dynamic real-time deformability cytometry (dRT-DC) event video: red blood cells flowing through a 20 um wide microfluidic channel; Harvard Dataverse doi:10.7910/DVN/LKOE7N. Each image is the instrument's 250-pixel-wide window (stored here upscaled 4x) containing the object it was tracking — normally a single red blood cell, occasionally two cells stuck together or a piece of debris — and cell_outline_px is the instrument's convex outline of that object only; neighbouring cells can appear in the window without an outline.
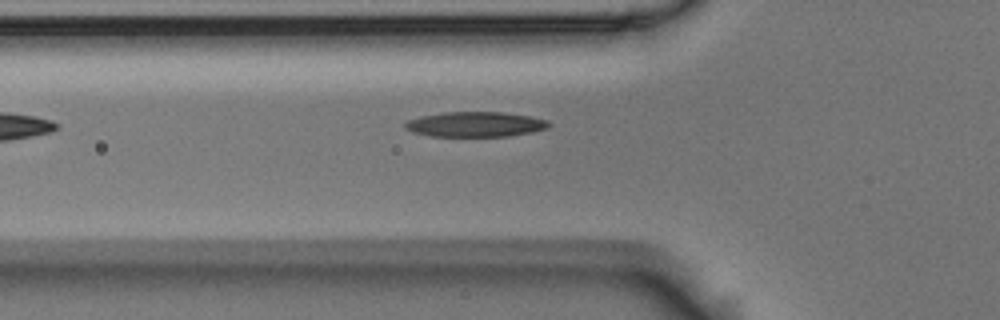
{"species": "Egyptian fruit bat (a non-hibernating species)", "species_latin": "Rousettus aegyptiacus", "temperature_condition": "room temperature", "stored_images_in_passage": 24, "camera_frame_rate_fps": 3000, "um_per_image_px": 0.085, "animal": {"sex": "male"}, "frame": {"image": 1, "passage_image": 3, "time_ms": 0.667, "image_size_px": [1000, 320], "cell_outline_px": [[552, 124], [548, 128], [532, 132], [512, 136], [432, 136], [412, 132], [404, 128], [404, 124], [408, 120], [420, 116], [444, 112], [504, 112], [528, 116], [548, 120]], "centroid_in_image_um": [40.42, 10.57], "position_along_channel_um": 85.4, "area_um2": 21.1}}
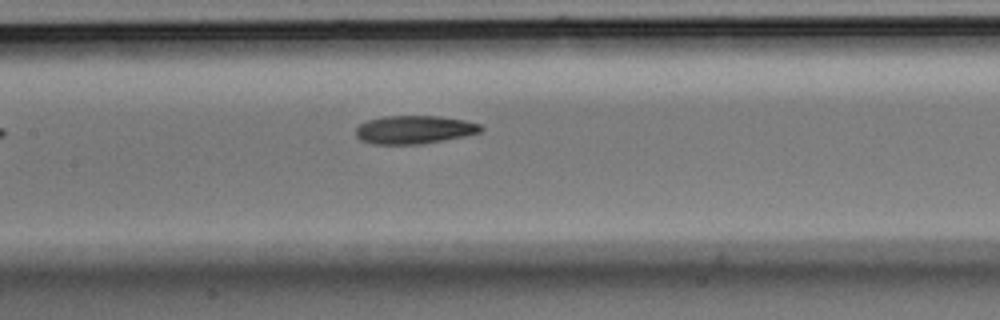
{"frame": {"image": 2, "passage_image": 10, "time_ms": 3.0, "image_size_px": [1000, 320], "cell_outline_px": [[484, 128], [480, 132], [464, 136], [420, 144], [372, 144], [360, 140], [356, 136], [356, 128], [360, 124], [368, 120], [380, 116], [440, 116], [464, 120], [480, 124]], "centroid_in_image_um": [35.19, 11.01], "position_along_channel_um": 172.2, "area_um2": 20.58}}
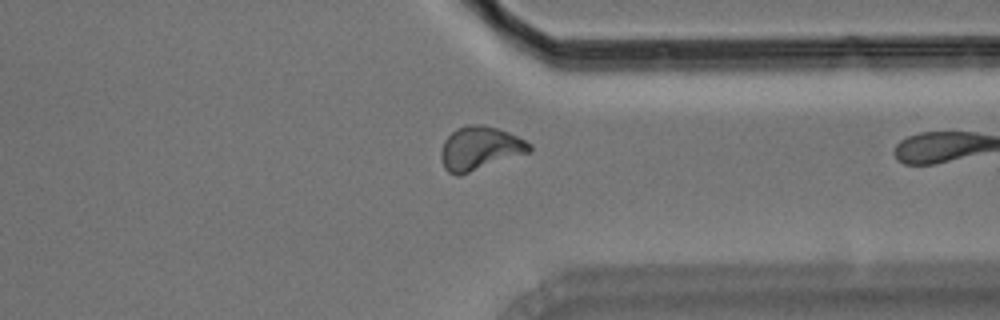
{"frame": {"image": 3, "passage_image": 23, "time_ms": 7.333, "image_size_px": [1000, 320], "cell_outline_px": [[532, 152], [460, 176], [456, 176], [448, 172], [444, 168], [440, 156], [440, 152], [444, 140], [456, 128], [468, 124], [484, 124], [500, 128], [532, 144]], "centroid_in_image_um": [40.8, 12.61], "position_along_channel_um": 370.6, "area_um2": 22.95}}